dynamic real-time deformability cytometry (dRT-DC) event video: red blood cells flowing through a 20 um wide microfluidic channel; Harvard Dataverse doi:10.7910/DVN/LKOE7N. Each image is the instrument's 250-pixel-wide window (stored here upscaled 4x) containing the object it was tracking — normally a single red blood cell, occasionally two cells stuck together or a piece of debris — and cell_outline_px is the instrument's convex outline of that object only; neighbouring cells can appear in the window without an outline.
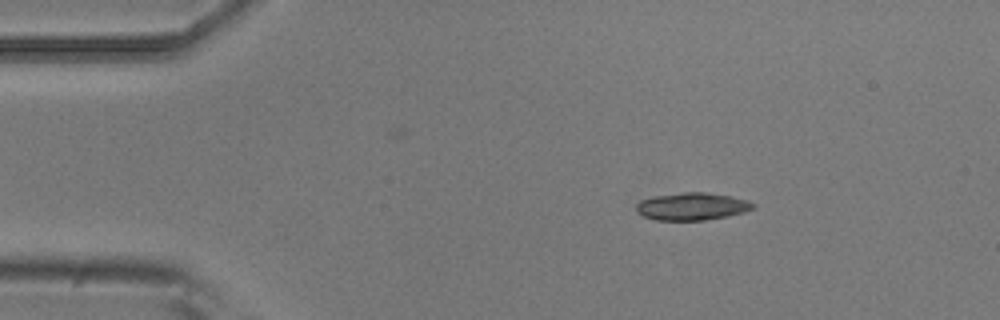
{"species": "common noctule bat (a hibernating species)", "species_latin": "Nyctalus noctula", "temperature_condition": "room temperature", "stored_images_in_passage": 2, "camera_frame_rate_fps": 3000, "um_per_image_px": 0.085, "animal": {"sex": "male", "body_mass_g": 20.5, "forearm_length_mm": 52.5}, "frame": {"image": 1, "passage_image": 2, "time_ms": 0.333, "image_size_px": [1000, 320], "cell_outline_px": [[756, 204], [752, 208], [744, 212], [728, 216], [704, 220], [656, 220], [644, 216], [636, 212], [636, 204], [640, 200], [652, 196], [684, 192], [704, 192], [732, 196], [748, 200]], "centroid_in_image_um": [58.81, 17.54], "position_along_channel_um": 26.2, "area_um2": 18.79}}